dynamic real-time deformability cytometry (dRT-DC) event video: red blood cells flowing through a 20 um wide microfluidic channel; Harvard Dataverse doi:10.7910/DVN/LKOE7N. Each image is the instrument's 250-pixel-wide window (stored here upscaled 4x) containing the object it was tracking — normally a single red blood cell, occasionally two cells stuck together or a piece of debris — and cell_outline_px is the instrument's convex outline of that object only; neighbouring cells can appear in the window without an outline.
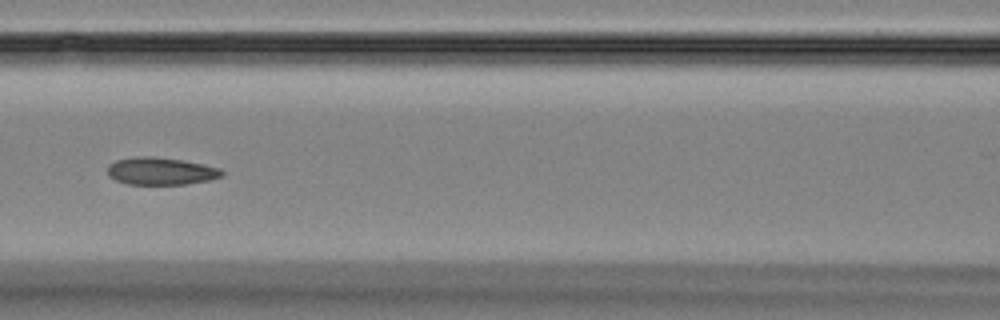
{"species": "Egyptian fruit bat (a non-hibernating species)", "species_latin": "Rousettus aegyptiacus", "temperature_condition": "room temperature", "stored_images_in_passage": 9, "camera_frame_rate_fps": 3000, "um_per_image_px": 0.085, "animal": {"sex": "female"}, "frame": {"image": 1, "passage_image": 7, "time_ms": 7.0, "image_size_px": [1000, 320], "cell_outline_px": [[224, 176], [208, 180], [184, 184], [128, 184], [116, 180], [108, 176], [108, 164], [116, 160], [136, 156], [152, 156], [180, 160], [204, 164], [220, 168], [224, 172]], "centroid_in_image_um": [13.66, 14.54], "position_along_channel_um": 152.9, "area_um2": 18.26}}
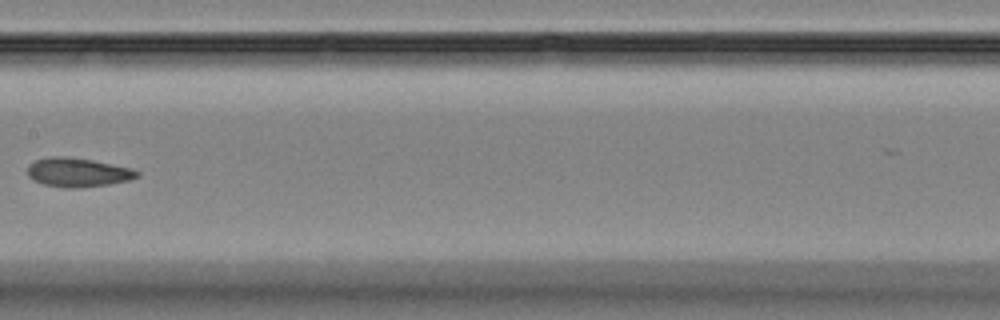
{"frame": {"image": 2, "passage_image": 8, "time_ms": 8.333, "image_size_px": [1000, 320], "cell_outline_px": [[140, 176], [128, 180], [108, 184], [80, 188], [64, 188], [44, 184], [28, 176], [28, 164], [36, 160], [48, 156], [68, 156], [92, 160], [132, 168], [140, 172]], "centroid_in_image_um": [6.62, 14.64], "position_along_channel_um": 200.8, "area_um2": 18.55}}
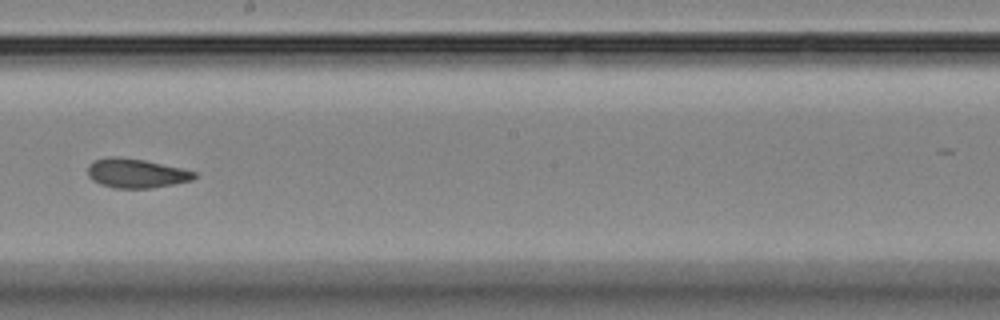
{"frame": {"image": 3, "passage_image": 9, "time_ms": 9.333, "image_size_px": [1000, 320], "cell_outline_px": [[196, 176], [192, 180], [152, 188], [112, 188], [100, 184], [92, 180], [88, 176], [88, 164], [96, 160], [108, 156], [120, 156], [144, 160], [180, 168], [196, 172]], "centroid_in_image_um": [11.53, 14.72], "position_along_channel_um": 236.7, "area_um2": 18.15}}